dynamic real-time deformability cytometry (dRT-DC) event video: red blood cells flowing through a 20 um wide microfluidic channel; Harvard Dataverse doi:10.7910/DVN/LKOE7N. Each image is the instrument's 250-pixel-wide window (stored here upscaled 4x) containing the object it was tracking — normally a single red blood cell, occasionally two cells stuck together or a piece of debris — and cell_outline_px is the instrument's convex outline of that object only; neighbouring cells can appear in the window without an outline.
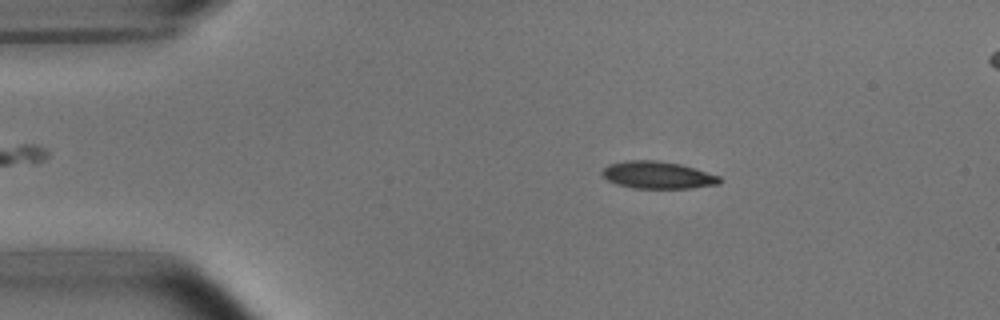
{"species": "common noctule bat (a hibernating species)", "species_latin": "Nyctalus noctula", "temperature_condition": "room temperature", "stored_images_in_passage": 49, "segment_of_instrument_passage": [1, 2], "camera_frame_rate_fps": 3000, "um_per_image_px": 0.085, "animal": {"sex": "male", "body_mass_g": 15.6}, "frame": {"image": 1, "passage_image": 5, "time_ms": 1.333, "image_size_px": [1000, 320], "cell_outline_px": [[724, 180], [720, 184], [688, 188], [636, 188], [616, 184], [608, 180], [600, 172], [608, 164], [628, 160], [656, 160], [680, 164], [720, 176]], "centroid_in_image_um": [55.91, 14.88], "position_along_channel_um": 29.1, "area_um2": 18.61}}
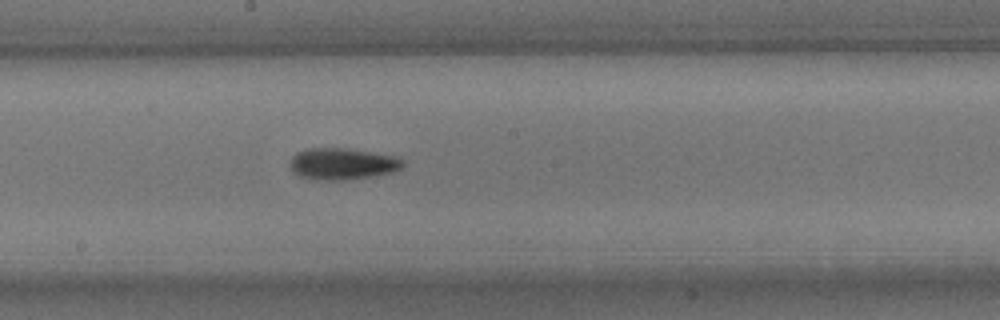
{"frame": {"image": 2, "passage_image": 24, "time_ms": 7.667, "image_size_px": [1000, 320], "cell_outline_px": [[404, 164], [400, 168], [392, 172], [344, 180], [316, 180], [300, 176], [292, 172], [292, 156], [296, 152], [308, 148], [344, 148], [392, 156], [404, 160]], "centroid_in_image_um": [29.06, 13.93], "position_along_channel_um": 219.1, "area_um2": 20.35}}
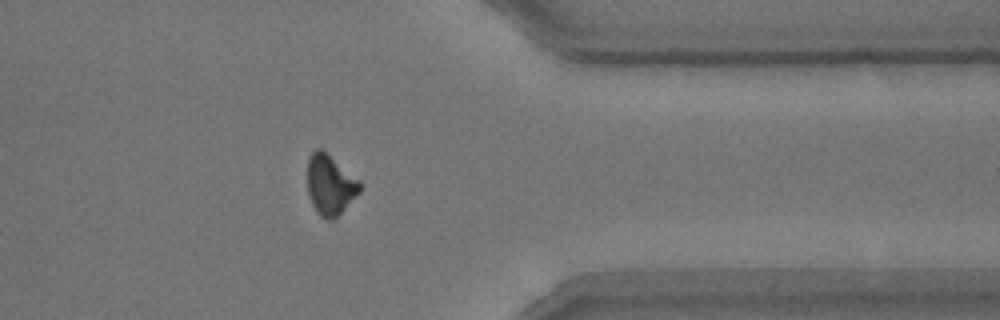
{"frame": {"image": 3, "passage_image": 38, "time_ms": 12.333, "image_size_px": [1000, 320], "cell_outline_px": [[360, 192], [332, 220], [328, 220], [320, 216], [316, 212], [308, 196], [308, 156], [316, 148], [320, 148], [360, 180]], "centroid_in_image_um": [28.04, 15.71], "position_along_channel_um": 383.4, "area_um2": 18.15}}